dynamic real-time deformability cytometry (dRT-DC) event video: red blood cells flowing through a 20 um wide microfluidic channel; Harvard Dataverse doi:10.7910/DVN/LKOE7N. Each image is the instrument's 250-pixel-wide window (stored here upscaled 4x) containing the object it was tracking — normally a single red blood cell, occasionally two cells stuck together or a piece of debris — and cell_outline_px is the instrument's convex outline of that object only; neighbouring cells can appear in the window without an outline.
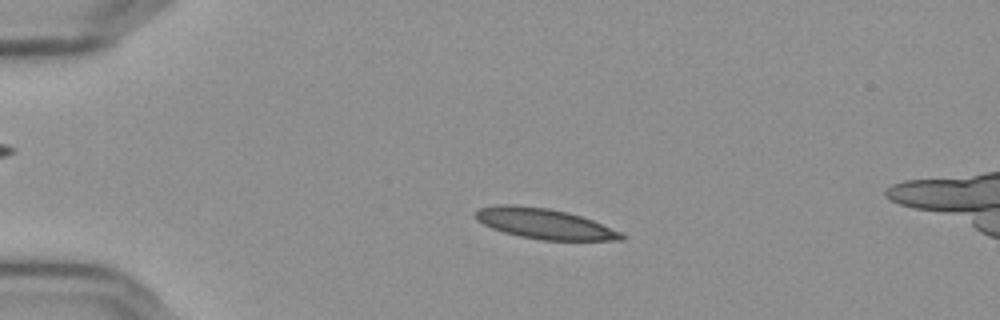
{"species": "Egyptian fruit bat (a non-hibernating species)", "species_latin": "Rousettus aegyptiacus", "temperature_condition": "cold", "stored_images_in_passage": 47, "camera_frame_rate_fps": 3000, "um_per_image_px": 0.085, "frame": {"image": 1, "passage_image": 4, "time_ms": 1.0, "image_size_px": [1000, 320], "cell_outline_px": [[628, 236], [624, 240], [540, 240], [520, 236], [504, 232], [492, 228], [476, 220], [476, 212], [480, 208], [496, 204], [516, 204], [548, 208], [568, 212], [592, 220], [620, 232]], "centroid_in_image_um": [46.27, 19.01], "position_along_channel_um": 38.7, "area_um2": 25.78}}
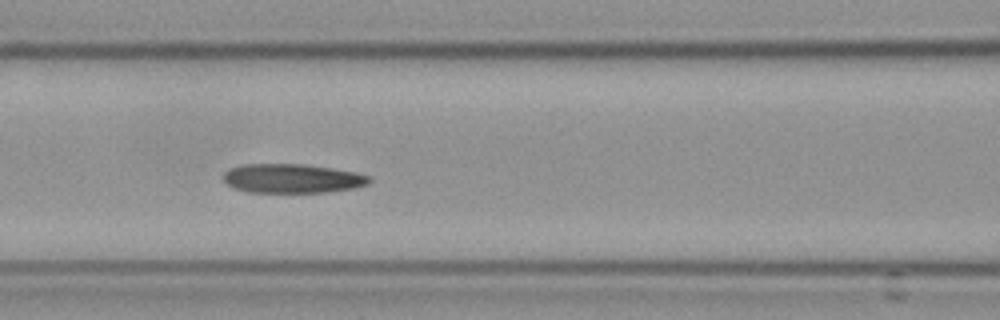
{"frame": {"image": 2, "passage_image": 16, "time_ms": 5.0, "image_size_px": [1000, 320], "cell_outline_px": [[372, 180], [368, 184], [352, 188], [328, 192], [248, 192], [236, 188], [228, 184], [224, 180], [224, 172], [228, 168], [244, 164], [300, 164], [332, 168], [356, 172], [372, 176]], "centroid_in_image_um": [24.86, 15.16], "position_along_channel_um": 141.7, "area_um2": 24.74}}
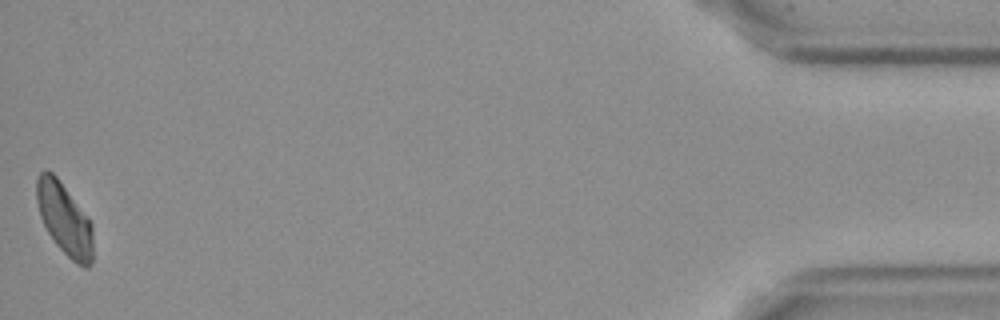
{"frame": {"image": 3, "passage_image": 47, "time_ms": 15.333, "image_size_px": [1000, 320], "cell_outline_px": [[92, 264], [88, 268], [84, 268], [76, 264], [56, 244], [48, 232], [40, 216], [36, 200], [36, 180], [40, 172], [44, 168], [52, 172], [56, 176], [92, 224]], "centroid_in_image_um": [5.46, 18.63], "position_along_channel_um": 429.7, "area_um2": 23.35}, "authors_computed_cell_mechanics": {"area_um2": 25.2586, "velocity_mm_per_s": 3.6213, "shape_relaxation_time_tau1_ms": null, "shape_relaxation_time_tau2_ms": 4.0639, "deformation_change_tau1": null, "deformation_change_tau2": 0.1065}}